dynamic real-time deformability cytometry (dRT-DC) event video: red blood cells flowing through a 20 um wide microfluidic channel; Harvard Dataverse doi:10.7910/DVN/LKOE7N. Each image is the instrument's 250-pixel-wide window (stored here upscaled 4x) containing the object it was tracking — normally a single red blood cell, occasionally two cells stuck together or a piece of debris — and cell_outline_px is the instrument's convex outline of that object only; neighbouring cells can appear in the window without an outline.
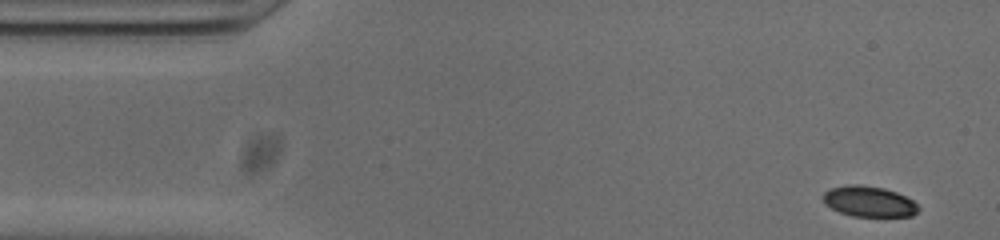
{"species": "common noctule bat (a hibernating species)", "species_latin": "Nyctalus noctula", "temperature_condition": "cold", "stored_images_in_passage": 50, "camera_frame_rate_fps": 3000, "um_per_image_px": 0.085, "animal": {"sex": "male", "body_mass_g": 20.0, "forearm_length_mm": 53.3}, "frame": {"image": 1, "passage_image": 1, "time_ms": 0.0, "image_size_px": [1000, 240], "cell_outline_px": [[920, 208], [912, 216], [852, 216], [840, 212], [824, 204], [820, 196], [824, 192], [832, 188], [848, 184], [860, 184], [884, 188], [896, 192], [912, 200]], "centroid_in_image_um": [73.82, 17.12], "position_along_channel_um": 11.2, "area_um2": 17.05}}
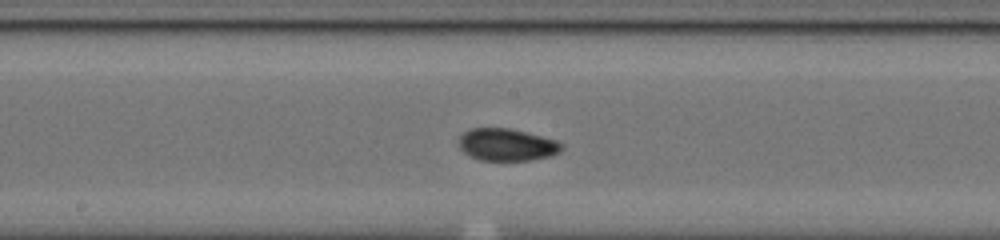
{"frame": {"image": 2, "passage_image": 24, "time_ms": 7.667, "image_size_px": [1000, 240], "cell_outline_px": [[564, 148], [560, 152], [552, 156], [528, 160], [480, 160], [464, 152], [460, 148], [460, 136], [464, 132], [472, 128], [508, 128], [556, 140], [564, 144]], "centroid_in_image_um": [43.12, 12.3], "position_along_channel_um": 205.1, "area_um2": 19.13}}
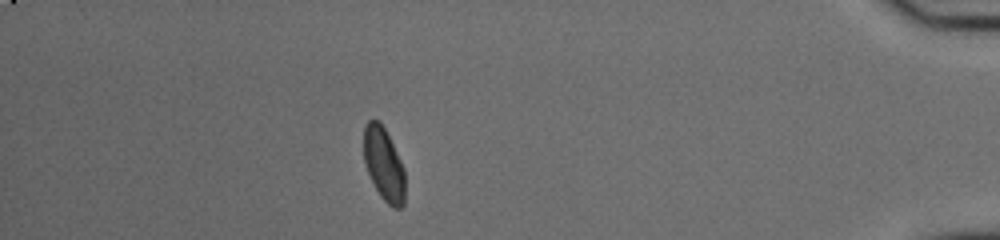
{"frame": {"image": 3, "passage_image": 44, "time_ms": 14.333, "image_size_px": [1000, 240], "cell_outline_px": [[404, 204], [400, 208], [392, 208], [380, 196], [364, 164], [364, 128], [368, 120], [380, 120], [404, 168]], "centroid_in_image_um": [32.62, 13.97], "position_along_channel_um": 402.6, "area_um2": 17.34}, "authors_computed_cell_mechanics": {"area_um2": 18.5249, "velocity_mm_per_s": 3.8131, "shape_relaxation_time_tau1_ms": null, "shape_relaxation_time_tau2_ms": 2.4117, "deformation_change_tau1": null, "deformation_change_tau2": 0.0534}}